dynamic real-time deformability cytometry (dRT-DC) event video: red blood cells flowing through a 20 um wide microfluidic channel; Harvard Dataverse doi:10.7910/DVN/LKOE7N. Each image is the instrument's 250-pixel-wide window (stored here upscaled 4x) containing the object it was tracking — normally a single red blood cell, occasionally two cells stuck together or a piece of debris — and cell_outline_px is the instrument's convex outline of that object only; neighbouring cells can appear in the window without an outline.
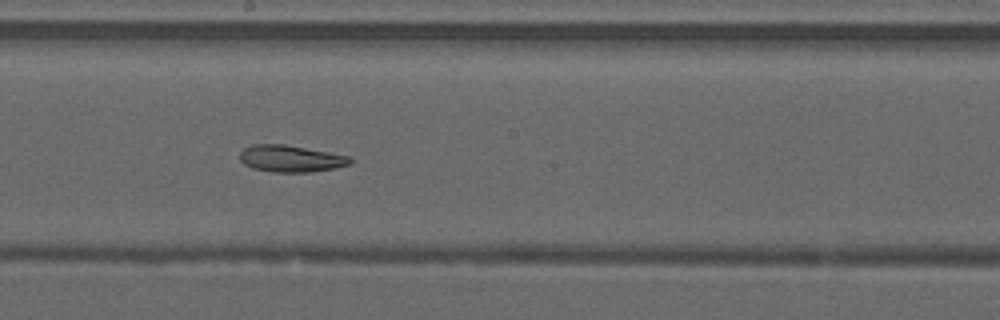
{"species": "common noctule bat (a hibernating species)", "species_latin": "Nyctalus noctula", "temperature_condition": "warm", "stored_images_in_passage": 33, "camera_frame_rate_fps": 3000, "um_per_image_px": 0.085, "animal": {"sex": "male", "forearm_length_mm": 52.5}, "frame": {"image": 1, "passage_image": 28, "time_ms": 9.0, "image_size_px": [1000, 320], "cell_outline_px": [[352, 160], [348, 164], [332, 168], [312, 172], [272, 172], [252, 168], [244, 164], [240, 160], [240, 152], [244, 148], [252, 144], [284, 144], [328, 152], [348, 156]], "centroid_in_image_um": [24.65, 13.48], "position_along_channel_um": 223.6, "area_um2": 17.05}}